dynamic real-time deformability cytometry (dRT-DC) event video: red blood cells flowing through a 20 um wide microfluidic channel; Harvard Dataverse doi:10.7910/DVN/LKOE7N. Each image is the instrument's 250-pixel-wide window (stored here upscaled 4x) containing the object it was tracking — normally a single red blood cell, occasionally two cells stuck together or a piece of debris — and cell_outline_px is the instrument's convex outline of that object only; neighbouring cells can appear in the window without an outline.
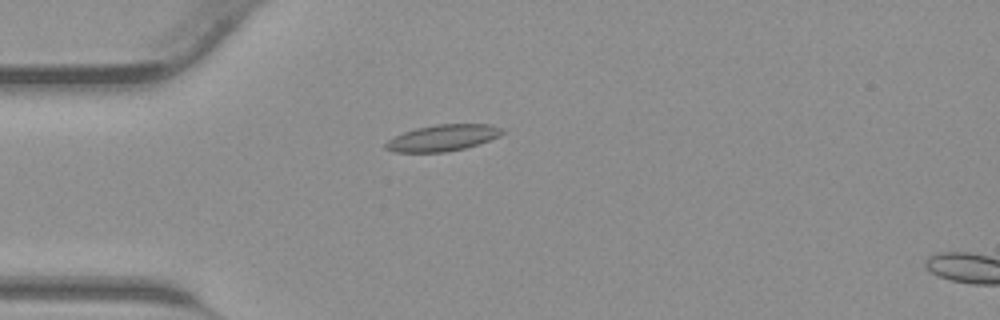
{"species": "common noctule bat (a hibernating species)", "species_latin": "Nyctalus noctula", "temperature_condition": "warm", "stored_images_in_passage": 43, "camera_frame_rate_fps": 3000, "um_per_image_px": 0.085, "animal": {"sex": "male", "body_mass_g": 23.1, "forearm_length_mm": 52.7}, "frame": {"image": 1, "passage_image": 12, "time_ms": 3.667, "image_size_px": [1000, 320], "cell_outline_px": [[508, 132], [500, 136], [464, 148], [444, 152], [396, 152], [384, 148], [384, 144], [388, 140], [404, 132], [416, 128], [436, 124], [488, 124], [504, 128]], "centroid_in_image_um": [37.66, 11.7], "position_along_channel_um": 47.3, "area_um2": 17.86}}
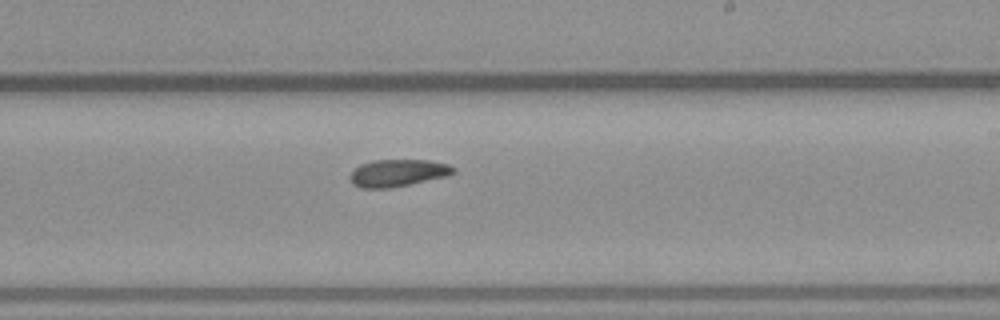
{"frame": {"image": 2, "passage_image": 26, "time_ms": 8.333, "image_size_px": [1000, 320], "cell_outline_px": [[456, 172], [448, 176], [388, 188], [360, 188], [352, 184], [348, 176], [360, 164], [372, 160], [428, 160], [448, 164], [456, 168]], "centroid_in_image_um": [33.81, 14.69], "position_along_channel_um": 255.2, "area_um2": 16.42}}
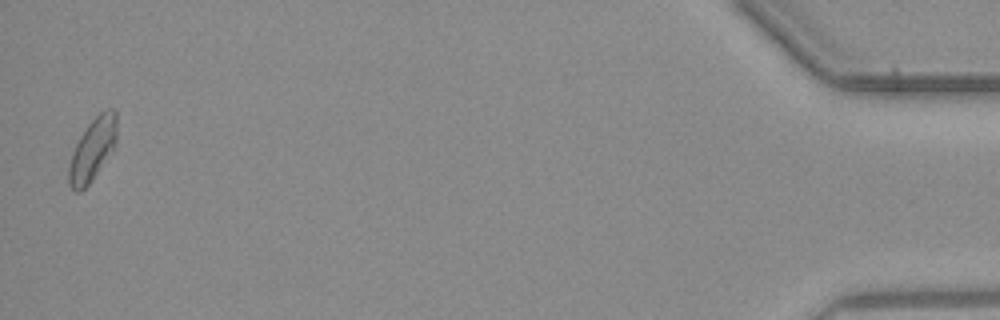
{"frame": {"image": 3, "passage_image": 43, "time_ms": 14.0, "image_size_px": [1000, 320], "cell_outline_px": [[116, 144], [92, 180], [80, 192], [76, 192], [68, 184], [68, 168], [72, 152], [80, 136], [88, 124], [100, 112], [108, 108], [112, 108], [116, 112]], "centroid_in_image_um": [7.85, 12.7], "position_along_channel_um": 427.3, "area_um2": 17.28}}